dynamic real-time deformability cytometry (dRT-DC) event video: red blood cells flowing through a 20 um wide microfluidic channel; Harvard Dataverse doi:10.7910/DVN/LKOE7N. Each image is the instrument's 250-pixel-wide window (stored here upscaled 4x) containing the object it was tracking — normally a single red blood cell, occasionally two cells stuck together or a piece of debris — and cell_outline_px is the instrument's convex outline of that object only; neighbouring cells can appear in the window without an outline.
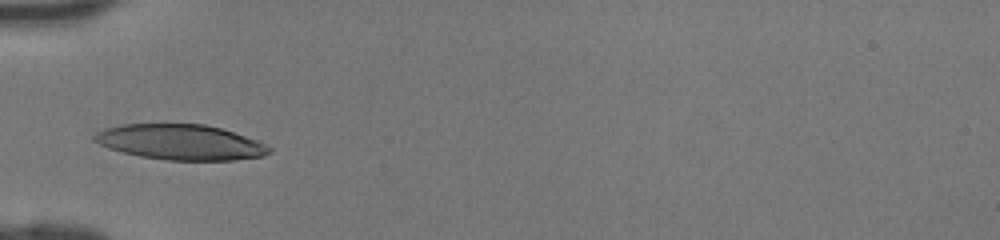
{"species": "human", "species_latin": "Homo sapiens", "temperature_condition": "room temperature", "stored_images_in_passage": 29, "camera_frame_rate_fps": 3000, "um_per_image_px": 0.085, "donor": {"sex": "female"}, "frame": {"image": 1, "passage_image": 1, "time_ms": 0.0, "image_size_px": [1000, 240], "cell_outline_px": [[272, 152], [264, 156], [236, 160], [168, 160], [140, 156], [108, 148], [92, 140], [92, 136], [96, 132], [104, 128], [120, 124], [204, 124], [220, 128], [260, 140], [272, 148]], "centroid_in_image_um": [15.37, 12.08], "position_along_channel_um": 69.6, "area_um2": 36.24}}
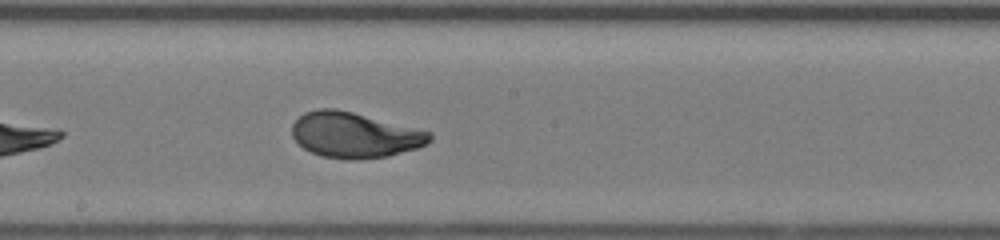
{"frame": {"image": 2, "passage_image": 11, "time_ms": 3.333, "image_size_px": [1000, 240], "cell_outline_px": [[432, 140], [428, 144], [416, 148], [388, 156], [356, 160], [320, 156], [304, 148], [292, 136], [292, 124], [304, 112], [320, 108], [336, 108], [432, 132]], "centroid_in_image_um": [30.14, 11.47], "position_along_channel_um": 218.1, "area_um2": 36.36}}
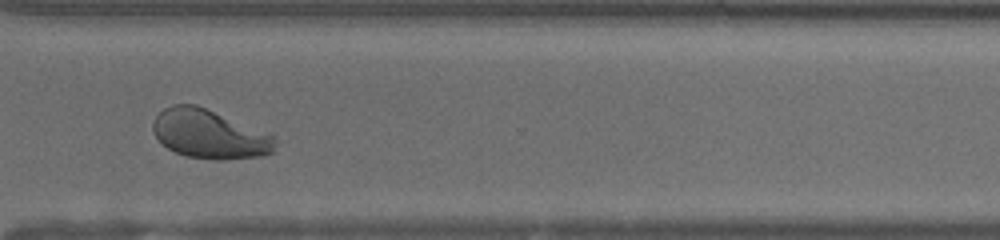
{"frame": {"image": 3, "passage_image": 20, "time_ms": 6.333, "image_size_px": [1000, 240], "cell_outline_px": [[284, 140], [272, 152], [264, 156], [228, 160], [216, 160], [184, 156], [168, 148], [152, 132], [152, 120], [164, 108], [172, 104], [196, 104], [272, 132]], "centroid_in_image_um": [17.94, 11.4], "position_along_channel_um": 352.7, "area_um2": 36.18}}